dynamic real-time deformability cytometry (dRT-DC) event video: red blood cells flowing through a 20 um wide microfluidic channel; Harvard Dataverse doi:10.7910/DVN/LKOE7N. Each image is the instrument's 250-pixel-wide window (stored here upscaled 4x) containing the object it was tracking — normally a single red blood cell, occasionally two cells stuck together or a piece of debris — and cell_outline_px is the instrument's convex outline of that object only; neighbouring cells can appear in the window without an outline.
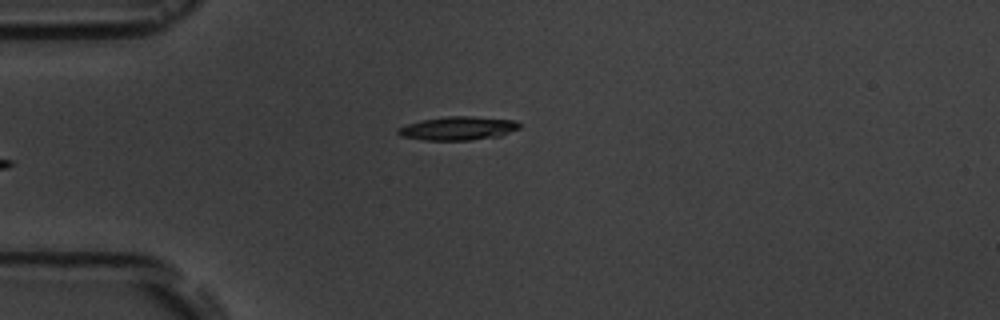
{"species": "common noctule bat (a hibernating species)", "species_latin": "Nyctalus noctula", "temperature_condition": "room temperature", "stored_images_in_passage": 7, "segment_of_instrument_passage": [2, 2], "camera_frame_rate_fps": 3000, "um_per_image_px": 0.085, "animal": {"sex": "male", "body_mass_g": 19.5, "forearm_length_mm": 54.6}, "frame": {"image": 1, "passage_image": 7, "time_ms": 6.667, "image_size_px": [1000, 320], "cell_outline_px": [[520, 128], [500, 136], [472, 140], [424, 140], [400, 136], [396, 132], [396, 128], [408, 124], [424, 120], [448, 116], [472, 116], [516, 120], [520, 124]], "centroid_in_image_um": [38.94, 10.91], "position_along_channel_um": 46.1, "area_um2": 16.7}}